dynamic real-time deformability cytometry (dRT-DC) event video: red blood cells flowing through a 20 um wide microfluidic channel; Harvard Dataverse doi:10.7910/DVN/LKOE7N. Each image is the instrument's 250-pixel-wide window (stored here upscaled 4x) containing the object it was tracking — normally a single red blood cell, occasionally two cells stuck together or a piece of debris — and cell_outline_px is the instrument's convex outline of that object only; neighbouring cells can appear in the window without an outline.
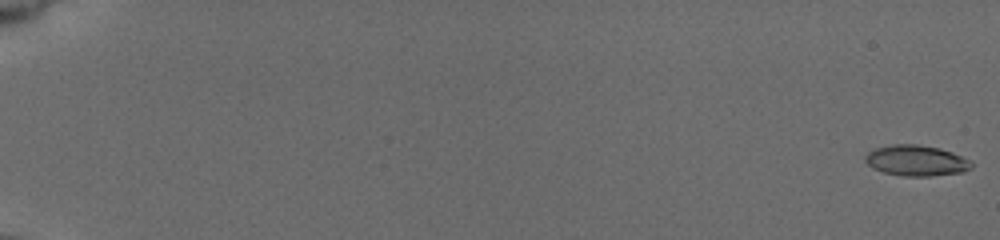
{"species": "common noctule bat (a hibernating species)", "species_latin": "Nyctalus noctula", "temperature_condition": "cold", "stored_images_in_passage": 16, "camera_frame_rate_fps": 3000, "um_per_image_px": 0.085, "animal": {"sex": "female", "body_mass_g": 19.5, "forearm_length_mm": 54.1}, "frame": {"image": 1, "passage_image": 1, "time_ms": 0.0, "image_size_px": [1000, 240], "cell_outline_px": [[972, 168], [964, 172], [928, 176], [904, 176], [884, 172], [872, 168], [864, 160], [864, 156], [868, 152], [876, 148], [892, 144], [916, 144], [940, 148], [952, 152], [972, 160]], "centroid_in_image_um": [77.9, 13.64], "position_along_channel_um": 7.1, "area_um2": 19.13}}